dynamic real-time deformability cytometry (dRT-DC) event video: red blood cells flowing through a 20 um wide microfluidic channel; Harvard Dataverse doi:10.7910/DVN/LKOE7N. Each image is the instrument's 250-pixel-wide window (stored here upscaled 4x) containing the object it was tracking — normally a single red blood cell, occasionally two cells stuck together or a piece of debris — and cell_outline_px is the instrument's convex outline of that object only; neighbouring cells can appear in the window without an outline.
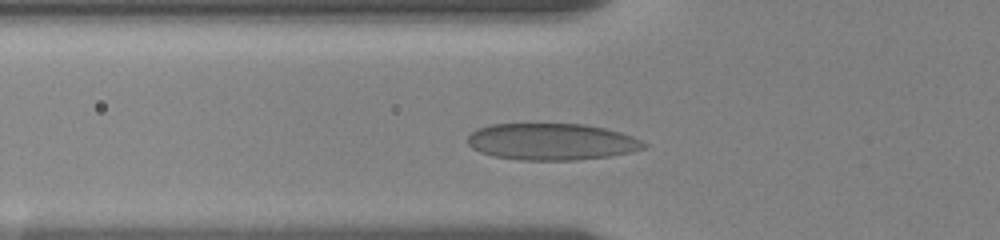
{"species": "human", "species_latin": "Homo sapiens", "temperature_condition": "room temperature", "stored_images_in_passage": 35, "camera_frame_rate_fps": 3000, "um_per_image_px": 0.085, "donor": {"sex": "female"}, "frame": {"image": 1, "passage_image": 6, "time_ms": 1.667, "image_size_px": [1000, 240], "cell_outline_px": [[648, 144], [644, 148], [628, 152], [608, 156], [576, 160], [520, 160], [492, 156], [480, 152], [472, 148], [468, 144], [468, 136], [472, 132], [480, 128], [492, 124], [584, 124], [604, 128], [620, 132], [632, 136]], "centroid_in_image_um": [46.87, 12.05], "position_along_channel_um": 78.9, "area_um2": 37.51}}
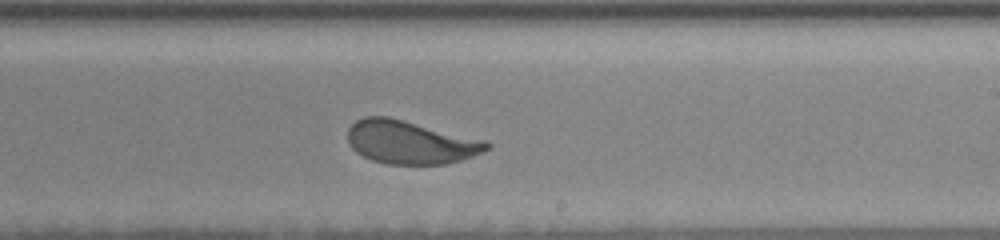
{"frame": {"image": 2, "passage_image": 21, "time_ms": 6.667, "image_size_px": [1000, 240], "cell_outline_px": [[492, 148], [472, 156], [460, 160], [444, 164], [388, 164], [372, 160], [356, 152], [348, 144], [348, 128], [356, 120], [364, 116], [388, 116], [484, 140], [492, 144]], "centroid_in_image_um": [34.86, 12.09], "position_along_channel_um": 254.1, "area_um2": 34.97}}
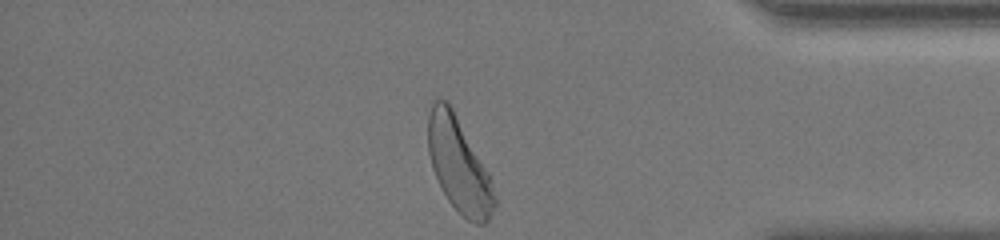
{"frame": {"image": 3, "passage_image": 35, "time_ms": 11.333, "image_size_px": [1000, 240], "cell_outline_px": [[496, 204], [488, 220], [484, 224], [476, 224], [468, 220], [448, 200], [432, 168], [428, 152], [428, 116], [432, 100], [448, 100], [488, 172], [496, 196]], "centroid_in_image_um": [39.0, 14.01], "position_along_channel_um": 396.2, "area_um2": 36.07}, "authors_computed_cell_mechanics": {"area_um2": 35.6048, "velocity_mm_per_s": 3.4859, "shape_relaxation_time_tau1_ms": 2.9607, "shape_relaxation_time_tau2_ms": null, "deformation_change_tau1": 0.1208, "deformation_change_tau2": null}}